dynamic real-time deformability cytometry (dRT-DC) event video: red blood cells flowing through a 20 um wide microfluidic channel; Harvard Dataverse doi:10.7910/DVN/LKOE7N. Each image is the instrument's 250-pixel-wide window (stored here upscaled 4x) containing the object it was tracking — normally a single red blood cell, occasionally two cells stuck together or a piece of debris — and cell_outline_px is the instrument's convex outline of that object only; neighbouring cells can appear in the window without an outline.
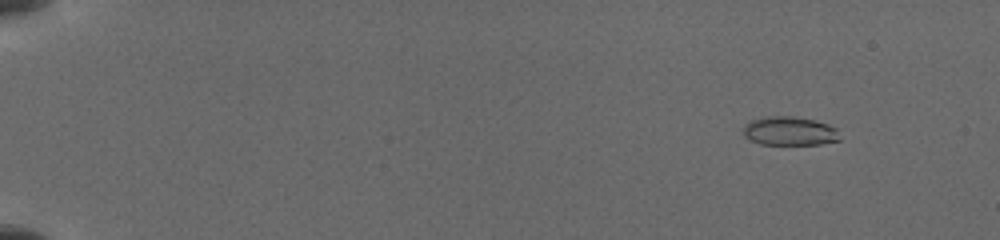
{"species": "common noctule bat (a hibernating species)", "species_latin": "Nyctalus noctula", "temperature_condition": "cold", "stored_images_in_passage": 23, "camera_frame_rate_fps": 3000, "um_per_image_px": 0.085, "animal": {"sex": "female", "body_mass_g": 19.5, "forearm_length_mm": 54.1}, "frame": {"image": 1, "passage_image": 3, "time_ms": 1.333, "image_size_px": [1000, 240], "cell_outline_px": [[840, 140], [820, 144], [760, 144], [744, 136], [744, 124], [752, 120], [764, 116], [792, 116], [812, 120], [828, 124], [836, 128]], "centroid_in_image_um": [67.1, 11.13], "position_along_channel_um": 17.9, "area_um2": 16.07}}
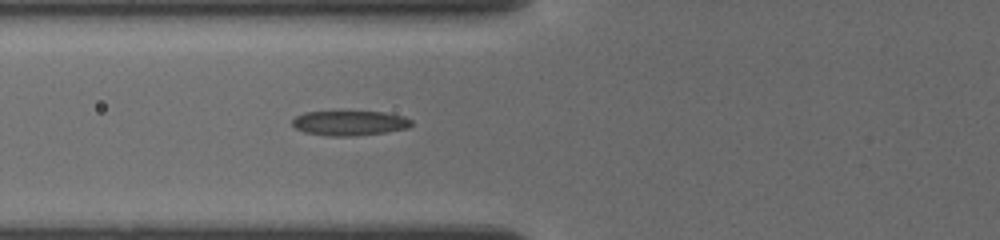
{"frame": {"image": 2, "passage_image": 21, "time_ms": 7.0, "image_size_px": [1000, 240], "cell_outline_px": [[412, 124], [408, 128], [384, 132], [348, 136], [328, 136], [304, 132], [296, 128], [292, 124], [292, 120], [296, 116], [304, 112], [384, 112], [404, 116], [412, 120]], "centroid_in_image_um": [29.71, 10.46], "position_along_channel_um": 96.1, "area_um2": 17.05}}
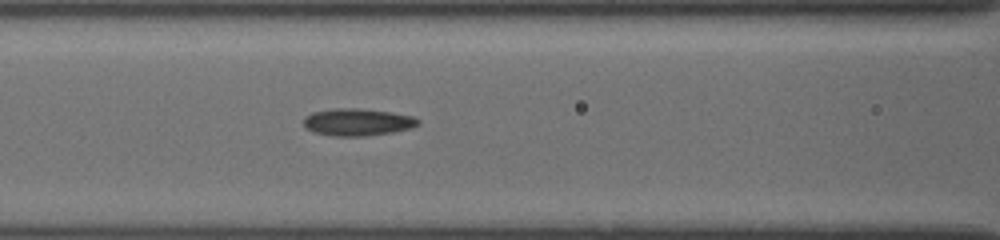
{"frame": {"image": 3, "passage_image": 23, "time_ms": 8.0, "image_size_px": [1000, 240], "cell_outline_px": [[420, 124], [412, 128], [392, 132], [364, 136], [336, 136], [312, 132], [304, 128], [304, 116], [312, 112], [332, 108], [360, 108], [392, 112], [412, 116], [420, 120]], "centroid_in_image_um": [30.37, 10.37], "position_along_channel_um": 136.2, "area_um2": 18.38}}